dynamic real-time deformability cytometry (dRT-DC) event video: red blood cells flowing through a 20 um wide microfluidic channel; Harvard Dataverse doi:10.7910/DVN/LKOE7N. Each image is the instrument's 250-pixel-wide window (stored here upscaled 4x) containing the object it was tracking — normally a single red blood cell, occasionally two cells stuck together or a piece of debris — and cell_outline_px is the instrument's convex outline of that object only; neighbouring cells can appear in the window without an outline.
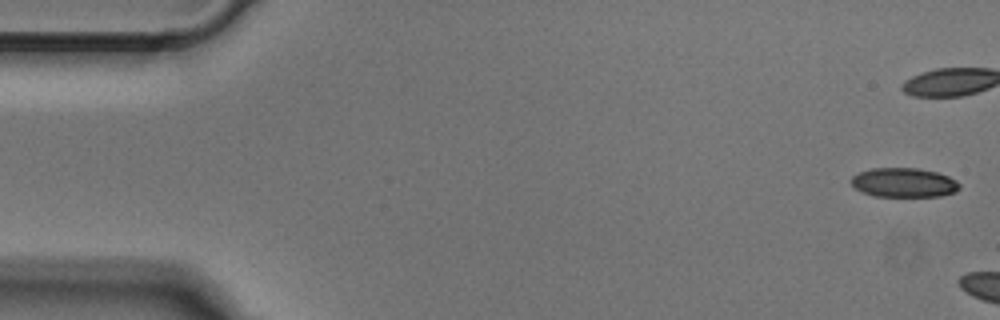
{"species": "Egyptian fruit bat (a non-hibernating species)", "species_latin": "Rousettus aegyptiacus", "temperature_condition": "cold", "stored_images_in_passage": 5, "camera_frame_rate_fps": 3000, "um_per_image_px": 0.085, "animal": {"sex": "male"}, "frame": {"image": 1, "passage_image": 1, "time_ms": 0.0, "image_size_px": [1000, 320], "cell_outline_px": [[960, 188], [956, 192], [940, 196], [876, 196], [864, 192], [856, 188], [852, 184], [852, 176], [860, 172], [872, 168], [920, 168], [936, 172], [948, 176], [956, 180], [960, 184]], "centroid_in_image_um": [76.87, 15.51], "position_along_channel_um": 8.1, "area_um2": 18.38}}